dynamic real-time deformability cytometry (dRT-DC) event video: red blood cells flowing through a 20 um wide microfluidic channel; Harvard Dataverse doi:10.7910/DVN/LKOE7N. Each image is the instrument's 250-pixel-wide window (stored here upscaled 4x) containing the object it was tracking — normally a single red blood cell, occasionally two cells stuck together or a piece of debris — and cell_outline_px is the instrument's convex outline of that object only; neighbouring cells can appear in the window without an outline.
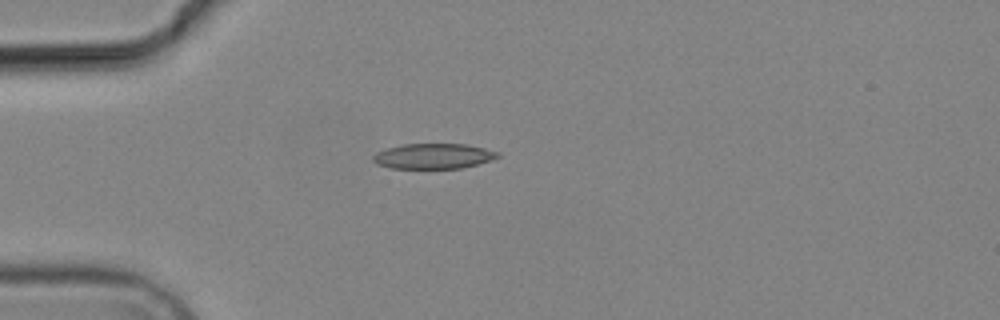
{"species": "common noctule bat (a hibernating species)", "species_latin": "Nyctalus noctula", "temperature_condition": "cold", "stored_images_in_passage": 3, "camera_frame_rate_fps": 3000, "um_per_image_px": 0.085, "animal": {"sex": "male", "body_mass_g": 19.2, "forearm_length_mm": 51.8}, "frame": {"image": 1, "passage_image": 3, "time_ms": 4.333, "image_size_px": [1000, 320], "cell_outline_px": [[500, 156], [476, 164], [460, 168], [388, 168], [376, 164], [372, 160], [372, 156], [376, 152], [400, 144], [468, 144], [500, 152]], "centroid_in_image_um": [36.79, 13.26], "position_along_channel_um": 48.2, "area_um2": 18.32}}